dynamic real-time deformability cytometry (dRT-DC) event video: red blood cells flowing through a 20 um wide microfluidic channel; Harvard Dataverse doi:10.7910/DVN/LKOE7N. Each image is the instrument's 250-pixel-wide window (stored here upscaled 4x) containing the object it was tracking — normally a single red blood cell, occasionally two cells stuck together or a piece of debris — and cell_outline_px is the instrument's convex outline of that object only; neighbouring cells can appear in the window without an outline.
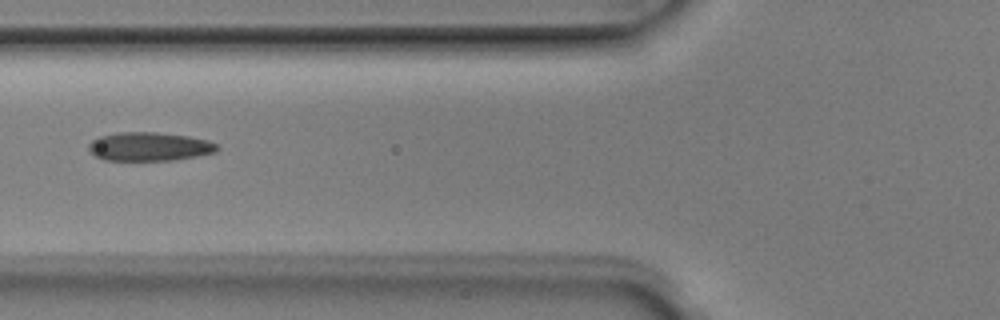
{"species": "Egyptian fruit bat (a non-hibernating species)", "species_latin": "Rousettus aegyptiacus", "temperature_condition": "room temperature", "stored_images_in_passage": 5, "camera_frame_rate_fps": 3000, "um_per_image_px": 0.085, "animal": {"sex": "male"}, "frame": {"image": 1, "passage_image": 5, "time_ms": 1.333, "image_size_px": [1000, 320], "cell_outline_px": [[220, 148], [216, 152], [196, 156], [172, 160], [104, 160], [88, 152], [88, 144], [92, 140], [100, 136], [120, 132], [156, 132], [188, 136], [208, 140], [216, 144]], "centroid_in_image_um": [12.67, 12.46], "position_along_channel_um": 113.1, "area_um2": 21.5}}